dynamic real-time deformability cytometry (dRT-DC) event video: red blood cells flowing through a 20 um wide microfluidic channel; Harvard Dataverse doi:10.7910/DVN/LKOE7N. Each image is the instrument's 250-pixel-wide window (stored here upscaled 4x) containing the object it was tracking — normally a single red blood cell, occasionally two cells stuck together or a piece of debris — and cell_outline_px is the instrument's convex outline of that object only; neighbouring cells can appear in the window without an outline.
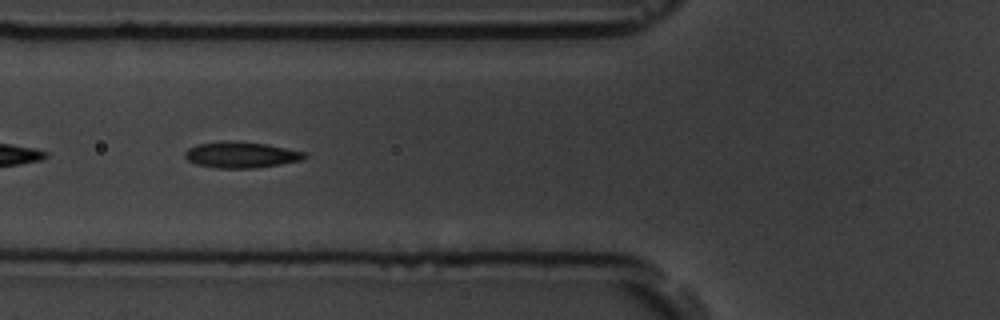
{"species": "common noctule bat (a hibernating species)", "species_latin": "Nyctalus noctula", "temperature_condition": "room temperature", "stored_images_in_passage": 16, "camera_frame_rate_fps": 3000, "um_per_image_px": 0.085, "animal": {"sex": "male", "body_mass_g": 19.5, "forearm_length_mm": 54.6}, "frame": {"image": 1, "passage_image": 5, "time_ms": 1.333, "image_size_px": [1000, 320], "cell_outline_px": [[308, 156], [304, 160], [280, 164], [252, 168], [216, 168], [196, 164], [188, 160], [184, 156], [184, 152], [188, 148], [196, 144], [264, 144], [304, 152]], "centroid_in_image_um": [20.51, 13.22], "position_along_channel_um": 105.3, "area_um2": 17.11}}
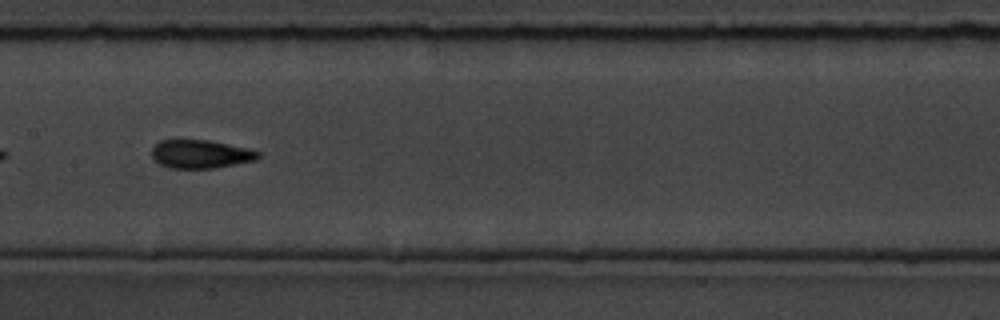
{"frame": {"image": 2, "passage_image": 12, "time_ms": 3.667, "image_size_px": [1000, 320], "cell_outline_px": [[260, 156], [256, 160], [216, 168], [168, 168], [152, 160], [152, 148], [160, 140], [208, 140], [248, 148], [260, 152]], "centroid_in_image_um": [17.04, 13.1], "position_along_channel_um": 190.4, "area_um2": 17.69}}